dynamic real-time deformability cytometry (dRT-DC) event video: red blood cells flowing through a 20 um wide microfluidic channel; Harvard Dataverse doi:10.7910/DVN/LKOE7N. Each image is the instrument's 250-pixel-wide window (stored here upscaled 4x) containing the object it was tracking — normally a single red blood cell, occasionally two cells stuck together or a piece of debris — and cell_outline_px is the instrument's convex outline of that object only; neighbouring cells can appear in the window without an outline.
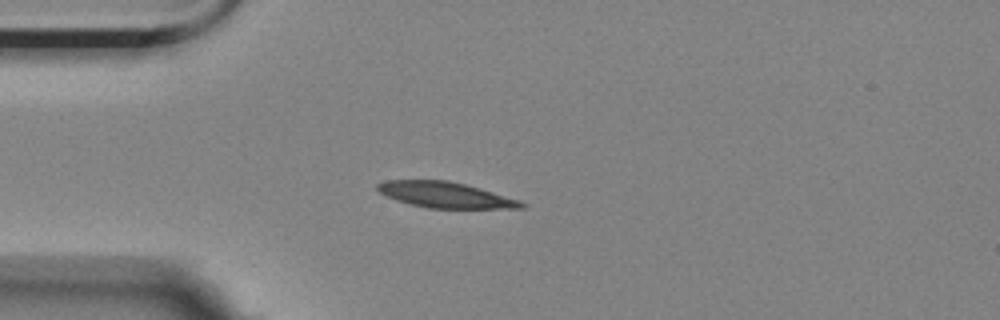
{"species": "Egyptian fruit bat (a non-hibernating species)", "species_latin": "Rousettus aegyptiacus", "temperature_condition": "room temperature", "stored_images_in_passage": 43, "camera_frame_rate_fps": 3000, "um_per_image_px": 0.085, "animal": {"sex": "female"}, "frame": {"image": 1, "passage_image": 1, "time_ms": 0.0, "image_size_px": [1000, 320], "cell_outline_px": [[528, 204], [524, 208], [428, 208], [396, 200], [380, 192], [376, 188], [376, 184], [384, 180], [448, 180], [480, 188], [520, 200]], "centroid_in_image_um": [37.87, 16.56], "position_along_channel_um": 47.1, "area_um2": 21.5}}
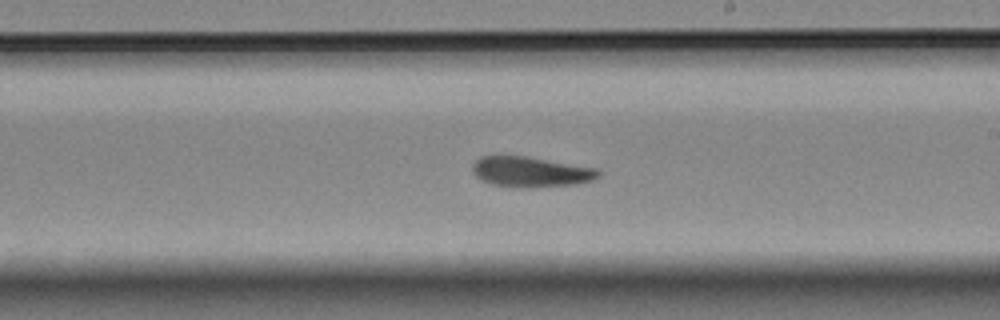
{"frame": {"image": 2, "passage_image": 19, "time_ms": 6.0, "image_size_px": [1000, 320], "cell_outline_px": [[600, 176], [592, 180], [576, 184], [492, 184], [480, 180], [472, 172], [472, 164], [480, 156], [524, 156], [596, 168], [600, 172]], "centroid_in_image_um": [45.08, 14.54], "position_along_channel_um": 243.9, "area_um2": 20.92}}
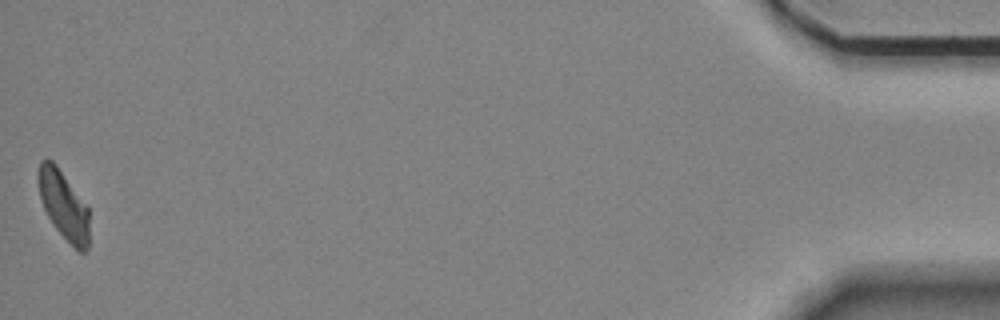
{"frame": {"image": 3, "passage_image": 43, "time_ms": 14.0, "image_size_px": [1000, 320], "cell_outline_px": [[88, 248], [84, 252], [80, 252], [56, 228], [48, 216], [44, 208], [40, 196], [36, 180], [36, 176], [40, 160], [52, 160], [56, 164], [88, 208]], "centroid_in_image_um": [5.37, 17.39], "position_along_channel_um": 429.8, "area_um2": 19.94}}